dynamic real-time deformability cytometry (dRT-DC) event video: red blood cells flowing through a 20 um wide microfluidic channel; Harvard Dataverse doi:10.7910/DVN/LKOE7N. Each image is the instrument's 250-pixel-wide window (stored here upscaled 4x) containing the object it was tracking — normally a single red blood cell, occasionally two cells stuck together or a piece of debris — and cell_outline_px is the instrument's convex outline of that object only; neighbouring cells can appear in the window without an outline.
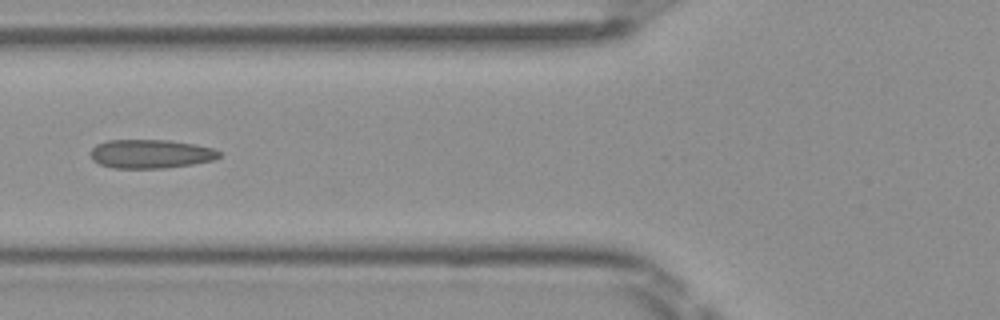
{"species": "Egyptian fruit bat (a non-hibernating species)", "species_latin": "Rousettus aegyptiacus", "temperature_condition": "room temperature", "stored_images_in_passage": 7, "camera_frame_rate_fps": 3000, "um_per_image_px": 0.085, "frame": {"image": 1, "passage_image": 6, "time_ms": 1.667, "image_size_px": [1000, 320], "cell_outline_px": [[220, 156], [212, 160], [192, 164], [164, 168], [112, 168], [100, 164], [92, 160], [92, 148], [96, 144], [108, 140], [168, 140], [196, 144], [212, 148], [220, 152]], "centroid_in_image_um": [12.8, 13.08], "position_along_channel_um": 113.0, "area_um2": 21.5}}
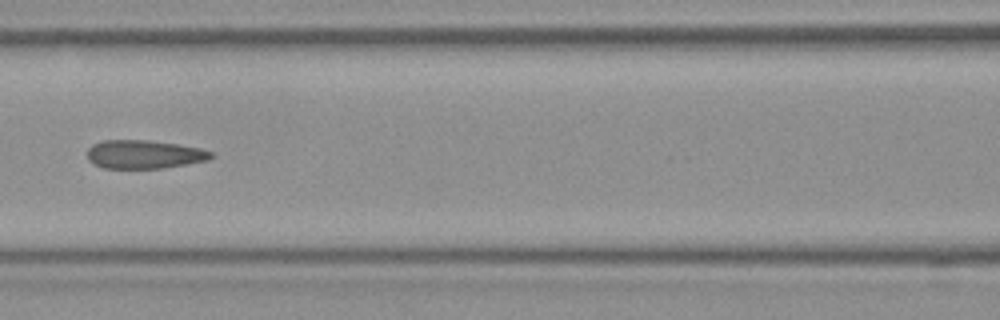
{"frame": {"image": 2, "passage_image": 7, "time_ms": 2.0, "image_size_px": [1000, 320], "cell_outline_px": [[212, 156], [208, 160], [164, 168], [104, 168], [88, 160], [88, 148], [92, 144], [100, 140], [148, 140], [176, 144], [200, 148], [212, 152]], "centroid_in_image_um": [12.23, 13.11], "position_along_channel_um": 154.4, "area_um2": 20.46}}